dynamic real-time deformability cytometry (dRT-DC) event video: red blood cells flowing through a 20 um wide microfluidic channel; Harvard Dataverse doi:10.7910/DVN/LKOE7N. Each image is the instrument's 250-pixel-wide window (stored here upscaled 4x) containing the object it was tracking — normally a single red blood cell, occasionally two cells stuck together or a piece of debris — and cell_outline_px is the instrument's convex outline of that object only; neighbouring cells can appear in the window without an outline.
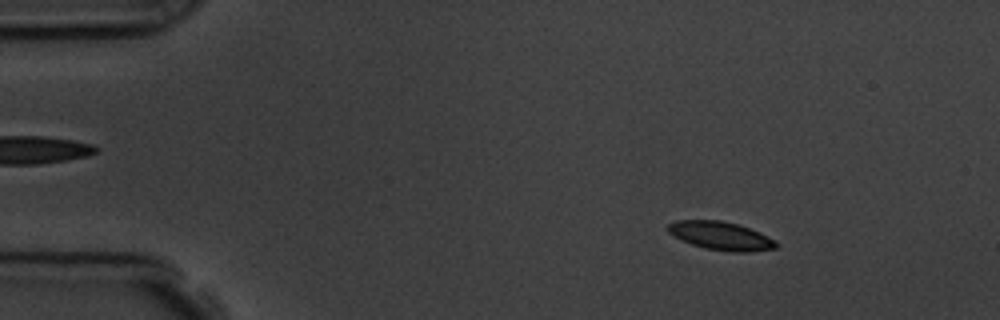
{"species": "common noctule bat (a hibernating species)", "species_latin": "Nyctalus noctula", "temperature_condition": "room temperature", "stored_images_in_passage": 5, "camera_frame_rate_fps": 3000, "um_per_image_px": 0.085, "animal": {"sex": "male", "body_mass_g": 19.5, "forearm_length_mm": 54.6}, "frame": {"image": 1, "passage_image": 2, "time_ms": 1.333, "image_size_px": [1000, 320], "cell_outline_px": [[780, 244], [776, 248], [748, 252], [732, 252], [704, 248], [680, 240], [668, 232], [668, 224], [676, 220], [720, 220], [736, 224], [760, 232], [776, 240]], "centroid_in_image_um": [61.29, 20.05], "position_along_channel_um": 23.7, "area_um2": 17.92}}